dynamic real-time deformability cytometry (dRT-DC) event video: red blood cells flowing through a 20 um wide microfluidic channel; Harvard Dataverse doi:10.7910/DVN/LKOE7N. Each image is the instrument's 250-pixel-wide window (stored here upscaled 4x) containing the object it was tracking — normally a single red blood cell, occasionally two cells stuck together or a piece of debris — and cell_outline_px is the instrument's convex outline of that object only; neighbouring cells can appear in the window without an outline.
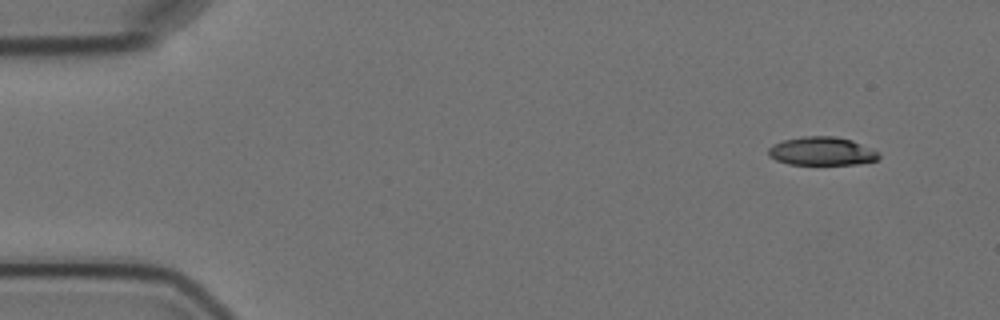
{"species": "Egyptian fruit bat (a non-hibernating species)", "species_latin": "Rousettus aegyptiacus", "temperature_condition": "cold", "stored_images_in_passage": 9, "camera_frame_rate_fps": 3000, "um_per_image_px": 0.085, "animal": {"sex": "female"}, "frame": {"image": 1, "passage_image": 1, "time_ms": 0.0, "image_size_px": [1000, 320], "cell_outline_px": [[880, 156], [876, 160], [856, 164], [788, 164], [776, 160], [768, 156], [768, 148], [772, 144], [784, 140], [804, 136], [836, 136], [852, 140], [876, 152]], "centroid_in_image_um": [69.79, 12.85], "position_along_channel_um": 15.2, "area_um2": 18.09}}
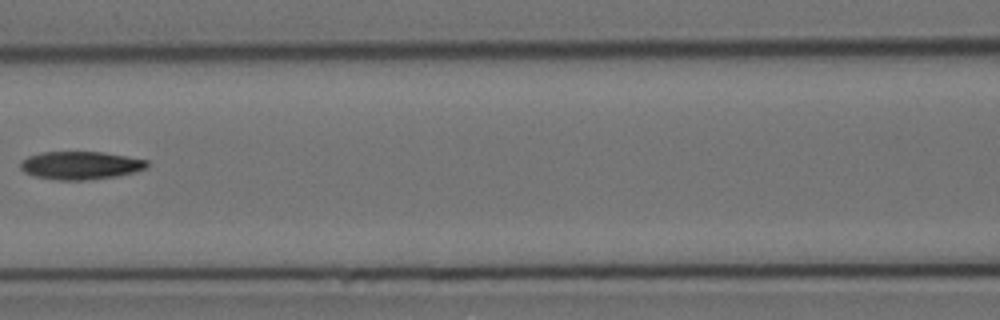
{"frame": {"image": 2, "passage_image": 6, "time_ms": 7.0, "image_size_px": [1000, 320], "cell_outline_px": [[148, 164], [144, 168], [132, 172], [116, 176], [84, 180], [56, 180], [36, 176], [24, 172], [20, 168], [20, 160], [28, 156], [40, 152], [100, 152], [148, 160]], "centroid_in_image_um": [6.77, 14.05], "position_along_channel_um": 159.8, "area_um2": 20.46}}
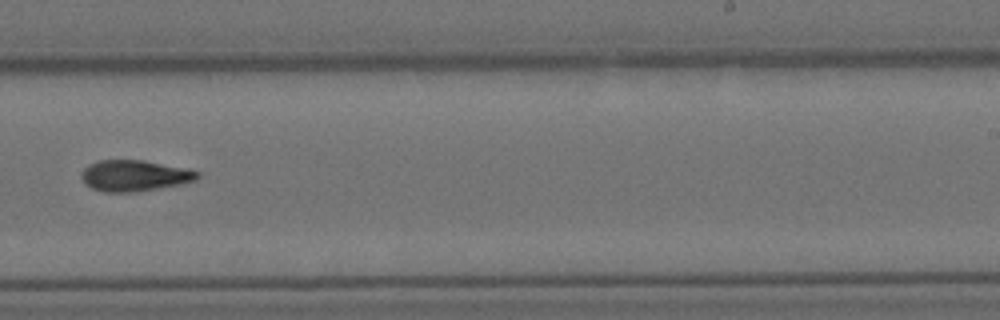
{"frame": {"image": 3, "passage_image": 9, "time_ms": 10.333, "image_size_px": [1000, 320], "cell_outline_px": [[200, 176], [196, 180], [180, 184], [132, 192], [100, 192], [92, 188], [80, 176], [80, 172], [88, 164], [100, 160], [144, 160], [184, 168], [200, 172]], "centroid_in_image_um": [11.41, 14.92], "position_along_channel_um": 277.6, "area_um2": 20.87}}